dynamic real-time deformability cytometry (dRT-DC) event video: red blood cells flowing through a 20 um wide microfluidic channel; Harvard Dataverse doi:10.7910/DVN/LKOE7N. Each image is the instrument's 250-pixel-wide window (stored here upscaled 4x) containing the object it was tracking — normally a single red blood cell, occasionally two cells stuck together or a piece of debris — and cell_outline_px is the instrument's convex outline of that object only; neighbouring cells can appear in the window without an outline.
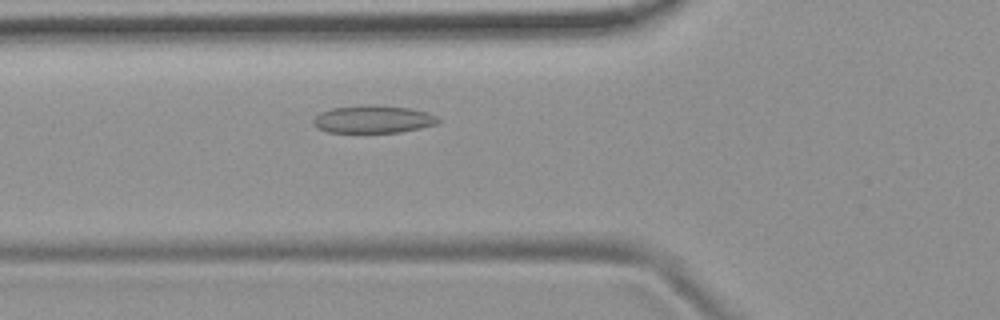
{"species": "common noctule bat (a hibernating species)", "species_latin": "Nyctalus noctula", "temperature_condition": "room temperature", "stored_images_in_passage": 48, "camera_frame_rate_fps": 3000, "um_per_image_px": 0.085, "animal": {"sex": "female", "body_mass_g": 19.9}, "frame": {"image": 1, "passage_image": 14, "time_ms": 4.333, "image_size_px": [1000, 320], "cell_outline_px": [[440, 120], [436, 124], [420, 128], [400, 132], [328, 132], [312, 124], [312, 120], [320, 112], [332, 108], [368, 104], [408, 108], [428, 112], [436, 116]], "centroid_in_image_um": [31.71, 10.13], "position_along_channel_um": 94.1, "area_um2": 20.0}}
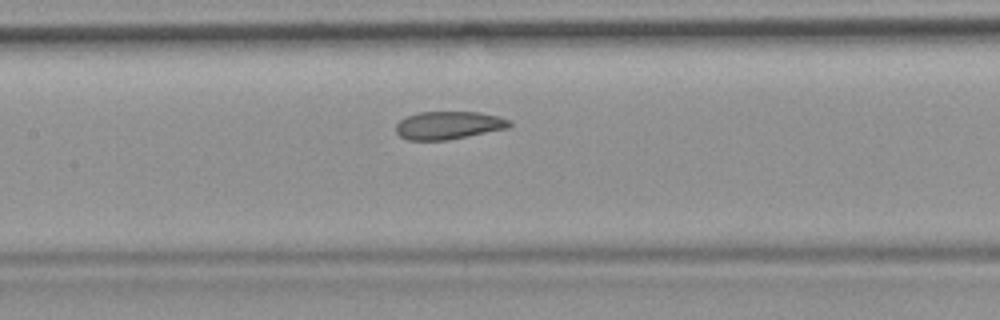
{"frame": {"image": 2, "passage_image": 20, "time_ms": 6.333, "image_size_px": [1000, 320], "cell_outline_px": [[512, 124], [508, 128], [448, 140], [408, 140], [400, 136], [396, 132], [396, 124], [400, 120], [408, 116], [420, 112], [480, 112], [512, 120]], "centroid_in_image_um": [38.14, 10.65], "position_along_channel_um": 169.3, "area_um2": 18.44}}
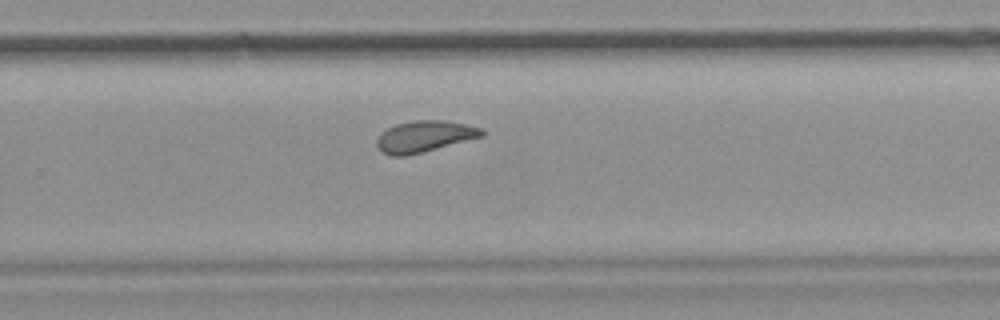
{"frame": {"image": 3, "passage_image": 30, "time_ms": 9.667, "image_size_px": [1000, 320], "cell_outline_px": [[484, 136], [424, 152], [404, 156], [388, 156], [380, 152], [376, 144], [376, 140], [388, 128], [396, 124], [412, 120], [444, 120], [464, 124], [480, 128], [484, 132]], "centroid_in_image_um": [36.06, 11.61], "position_along_channel_um": 293.7, "area_um2": 19.19}, "authors_computed_cell_mechanics": {"area_um2": 19.5653, "velocity_mm_per_s": 3.7461, "shape_relaxation_time_tau1_ms": null, "shape_relaxation_time_tau2_ms": 1.3154, "deformation_change_tau1": null, "deformation_change_tau2": 0.074}}